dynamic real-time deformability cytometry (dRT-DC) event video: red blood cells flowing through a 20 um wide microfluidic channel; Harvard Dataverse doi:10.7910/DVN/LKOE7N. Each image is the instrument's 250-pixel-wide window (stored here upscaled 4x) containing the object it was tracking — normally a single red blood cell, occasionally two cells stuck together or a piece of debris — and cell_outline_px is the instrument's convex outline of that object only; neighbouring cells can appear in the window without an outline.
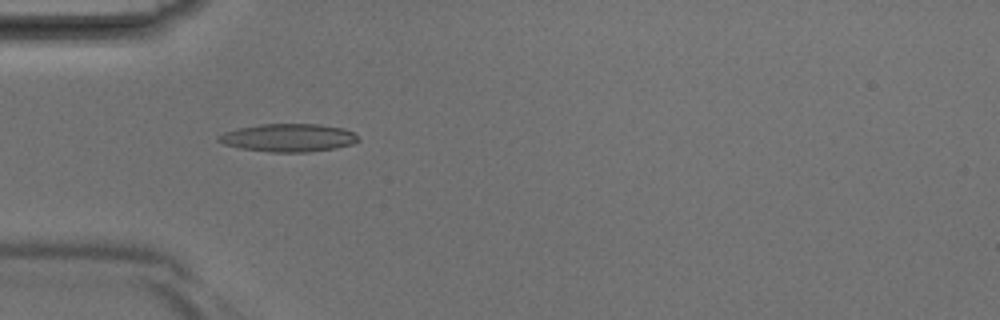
{"species": "Egyptian fruit bat (a non-hibernating species)", "species_latin": "Rousettus aegyptiacus", "temperature_condition": "room temperature", "stored_images_in_passage": 30, "segment_of_instrument_passage": [1, 2], "camera_frame_rate_fps": 3000, "um_per_image_px": 0.085, "animal": {"sex": "male"}, "frame": {"image": 1, "passage_image": 1, "time_ms": 0.0, "image_size_px": [1000, 320], "cell_outline_px": [[360, 140], [352, 144], [336, 148], [308, 152], [272, 152], [240, 148], [224, 144], [216, 140], [216, 136], [224, 132], [236, 128], [260, 124], [320, 124], [344, 128], [360, 136]], "centroid_in_image_um": [24.52, 11.7], "position_along_channel_um": 60.5, "area_um2": 23.0}}
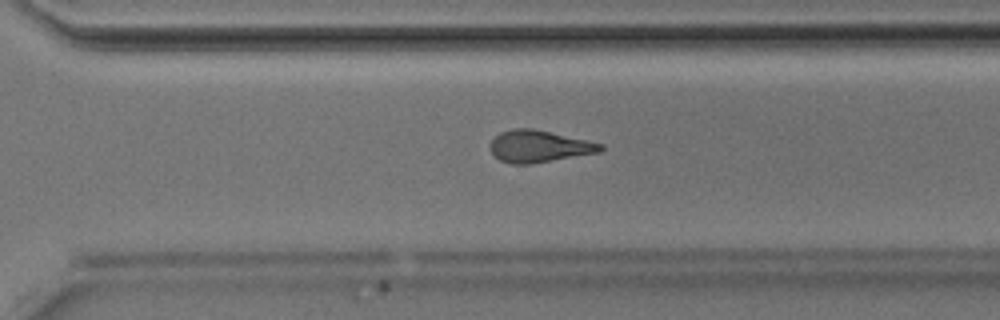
{"frame": {"image": 2, "passage_image": 17, "time_ms": 5.333, "image_size_px": [1000, 320], "cell_outline_px": [[604, 148], [600, 152], [532, 164], [512, 164], [500, 160], [488, 148], [488, 144], [500, 132], [512, 128], [532, 128], [588, 140], [604, 144]], "centroid_in_image_um": [45.81, 12.43], "position_along_channel_um": 324.8, "area_um2": 20.69}}
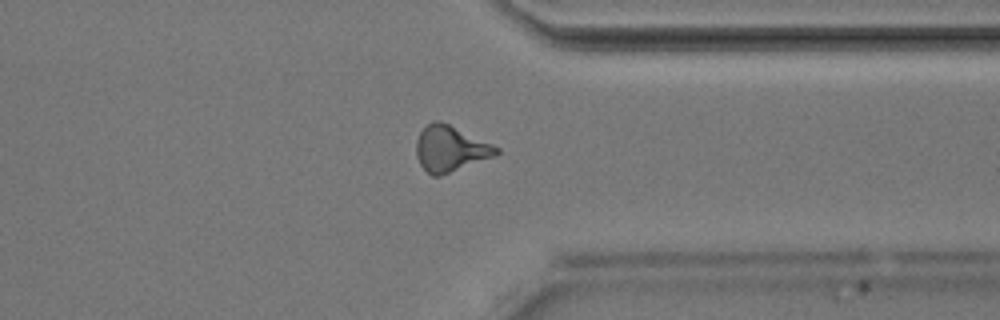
{"frame": {"image": 3, "passage_image": 20, "time_ms": 6.333, "image_size_px": [1000, 320], "cell_outline_px": [[500, 152], [496, 156], [440, 176], [432, 176], [420, 164], [416, 156], [416, 140], [420, 132], [432, 120], [440, 120], [492, 144], [500, 148]], "centroid_in_image_um": [38.28, 12.64], "position_along_channel_um": 373.1, "area_um2": 21.33}}